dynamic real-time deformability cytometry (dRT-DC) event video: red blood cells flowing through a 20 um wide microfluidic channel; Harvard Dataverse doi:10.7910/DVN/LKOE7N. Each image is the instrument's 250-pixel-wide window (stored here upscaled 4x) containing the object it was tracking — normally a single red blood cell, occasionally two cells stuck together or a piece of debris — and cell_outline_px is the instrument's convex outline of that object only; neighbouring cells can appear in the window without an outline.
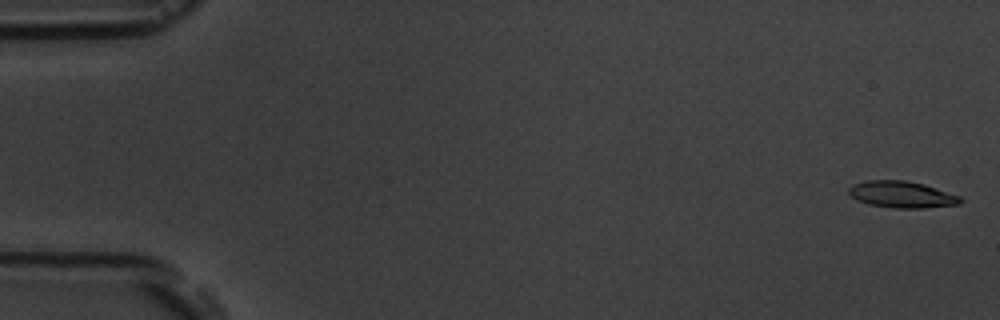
{"species": "common noctule bat (a hibernating species)", "species_latin": "Nyctalus noctula", "temperature_condition": "room temperature", "stored_images_in_passage": 5, "camera_frame_rate_fps": 3000, "um_per_image_px": 0.085, "animal": {"sex": "male", "body_mass_g": 19.5, "forearm_length_mm": 54.6}, "frame": {"image": 1, "passage_image": 1, "time_ms": 0.0, "image_size_px": [1000, 320], "cell_outline_px": [[964, 200], [960, 204], [924, 208], [892, 208], [868, 204], [856, 200], [848, 192], [848, 188], [852, 184], [868, 180], [904, 180], [924, 184], [960, 196]], "centroid_in_image_um": [76.65, 16.53], "position_along_channel_um": 8.4, "area_um2": 17.4}}
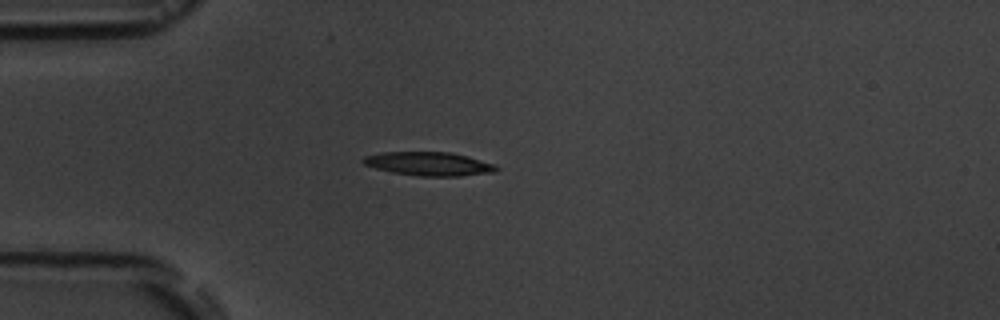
{"frame": {"image": 2, "passage_image": 5, "time_ms": 4.667, "image_size_px": [1000, 320], "cell_outline_px": [[500, 168], [496, 172], [460, 176], [420, 176], [392, 172], [376, 168], [364, 164], [360, 160], [364, 156], [380, 152], [452, 152], [468, 156], [496, 164]], "centroid_in_image_um": [36.49, 13.92], "position_along_channel_um": 48.5, "area_um2": 18.55}}